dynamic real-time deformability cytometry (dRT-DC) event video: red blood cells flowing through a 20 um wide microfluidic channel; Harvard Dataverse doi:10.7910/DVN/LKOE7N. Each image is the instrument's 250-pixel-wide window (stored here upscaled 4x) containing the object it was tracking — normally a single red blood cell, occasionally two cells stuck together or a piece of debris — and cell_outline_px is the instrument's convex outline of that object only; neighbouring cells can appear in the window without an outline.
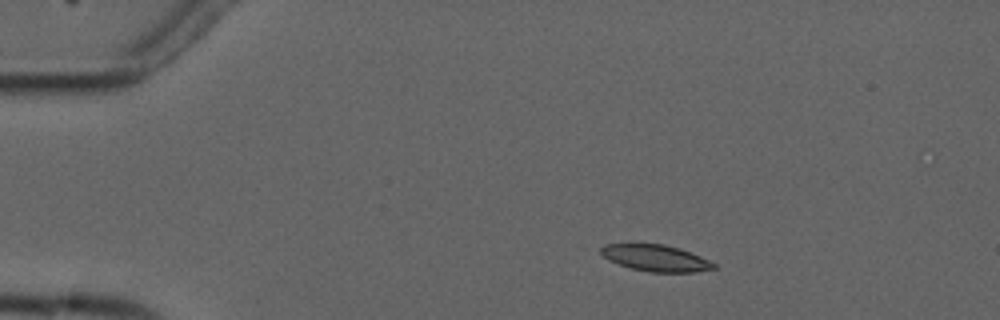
{"species": "common noctule bat (a hibernating species)", "species_latin": "Nyctalus noctula", "temperature_condition": "cold", "stored_images_in_passage": 3, "camera_frame_rate_fps": 3000, "um_per_image_px": 0.085, "animal": {"sex": "male", "forearm_length_mm": 52.5}, "frame": {"image": 1, "passage_image": 2, "time_ms": 2.333, "image_size_px": [1000, 320], "cell_outline_px": [[716, 268], [696, 272], [648, 272], [632, 268], [608, 260], [600, 252], [600, 248], [604, 244], [664, 244], [680, 248], [700, 256], [716, 264]], "centroid_in_image_um": [55.75, 21.93], "position_along_channel_um": 29.3, "area_um2": 17.34}}